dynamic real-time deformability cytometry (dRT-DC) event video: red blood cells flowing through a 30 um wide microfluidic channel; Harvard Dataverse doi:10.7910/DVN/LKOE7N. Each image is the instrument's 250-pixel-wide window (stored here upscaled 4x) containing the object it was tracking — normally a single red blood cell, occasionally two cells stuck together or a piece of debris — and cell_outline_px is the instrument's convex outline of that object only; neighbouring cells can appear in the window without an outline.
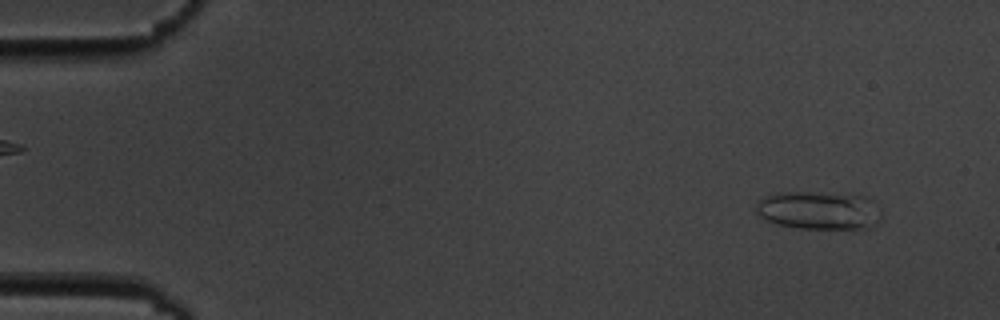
{"species": "common noctule bat (a hibernating species)", "species_latin": "Nyctalus noctula", "temperature_condition": "cold", "stored_images_in_passage": 4, "camera_frame_rate_fps": 3000, "um_per_image_px": 0.085, "animal": {"sex": "male", "body_mass_g": 19.5, "forearm_length_mm": 54.6}, "frame": {"image": 1, "passage_image": 1, "time_ms": 0.0, "image_size_px": [1000, 320], "cell_outline_px": [[880, 216], [868, 228], [800, 228], [780, 224], [768, 220], [760, 216], [756, 212], [756, 204], [764, 196], [784, 192], [860, 192], [868, 196], [872, 200], [880, 212]], "centroid_in_image_um": [69.64, 17.83], "position_along_channel_um": 15.4, "area_um2": 28.09}}